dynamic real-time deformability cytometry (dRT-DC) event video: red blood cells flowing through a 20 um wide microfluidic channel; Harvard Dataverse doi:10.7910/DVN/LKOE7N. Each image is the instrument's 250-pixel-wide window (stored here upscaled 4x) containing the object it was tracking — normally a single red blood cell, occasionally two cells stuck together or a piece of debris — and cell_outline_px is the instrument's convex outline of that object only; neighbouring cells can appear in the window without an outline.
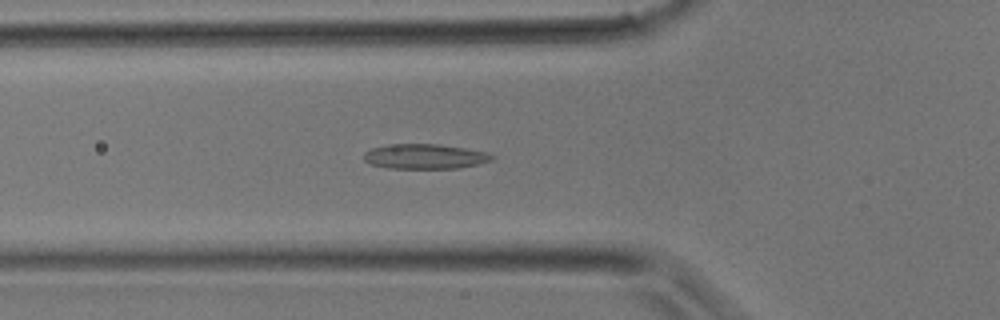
{"species": "common noctule bat (a hibernating species)", "species_latin": "Nyctalus noctula", "temperature_condition": "room temperature", "stored_images_in_passage": 27, "camera_frame_rate_fps": 3000, "um_per_image_px": 0.085, "animal": {"sex": "male", "body_mass_g": 17.9}, "frame": {"image": 1, "passage_image": 4, "time_ms": 1.0, "image_size_px": [1000, 320], "cell_outline_px": [[496, 156], [492, 160], [476, 164], [456, 168], [388, 168], [372, 164], [364, 160], [364, 152], [372, 148], [388, 144], [440, 144], [488, 152]], "centroid_in_image_um": [36.12, 13.29], "position_along_channel_um": 89.7, "area_um2": 18.5}}
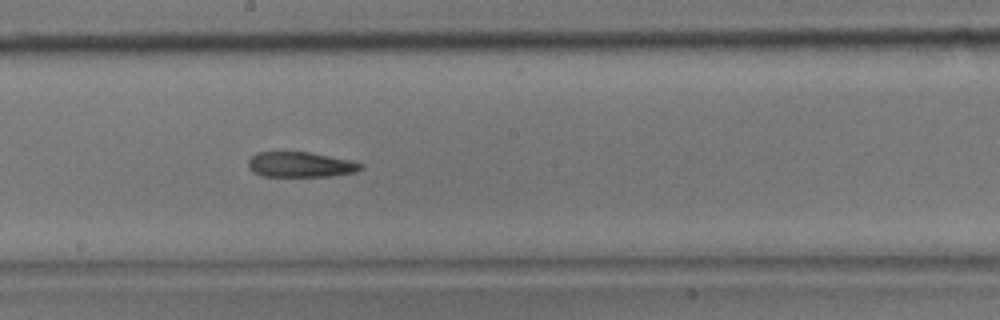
{"frame": {"image": 2, "passage_image": 11, "time_ms": 3.333, "image_size_px": [1000, 320], "cell_outline_px": [[364, 168], [356, 172], [332, 176], [264, 176], [252, 172], [248, 168], [248, 160], [256, 152], [308, 152], [348, 160], [364, 164]], "centroid_in_image_um": [25.53, 14.0], "position_along_channel_um": 222.7, "area_um2": 16.53}}
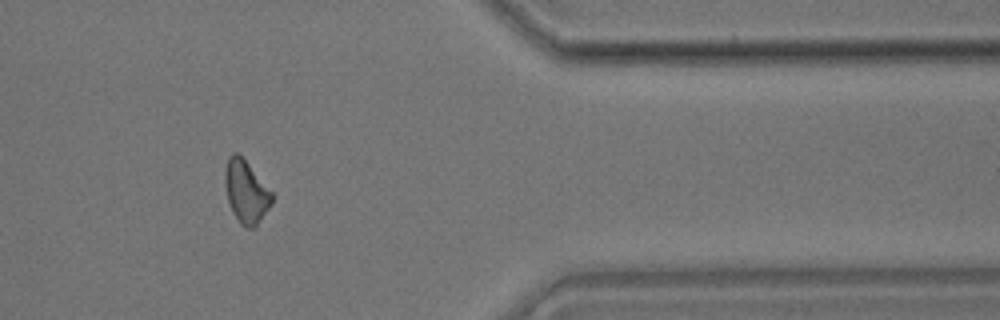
{"frame": {"image": 3, "passage_image": 21, "time_ms": 6.667, "image_size_px": [1000, 320], "cell_outline_px": [[272, 204], [260, 220], [252, 228], [244, 228], [240, 224], [232, 212], [228, 200], [224, 180], [224, 168], [228, 156], [232, 152], [236, 152], [248, 164], [272, 192]], "centroid_in_image_um": [20.88, 16.3], "position_along_channel_um": 390.5, "area_um2": 16.99}}